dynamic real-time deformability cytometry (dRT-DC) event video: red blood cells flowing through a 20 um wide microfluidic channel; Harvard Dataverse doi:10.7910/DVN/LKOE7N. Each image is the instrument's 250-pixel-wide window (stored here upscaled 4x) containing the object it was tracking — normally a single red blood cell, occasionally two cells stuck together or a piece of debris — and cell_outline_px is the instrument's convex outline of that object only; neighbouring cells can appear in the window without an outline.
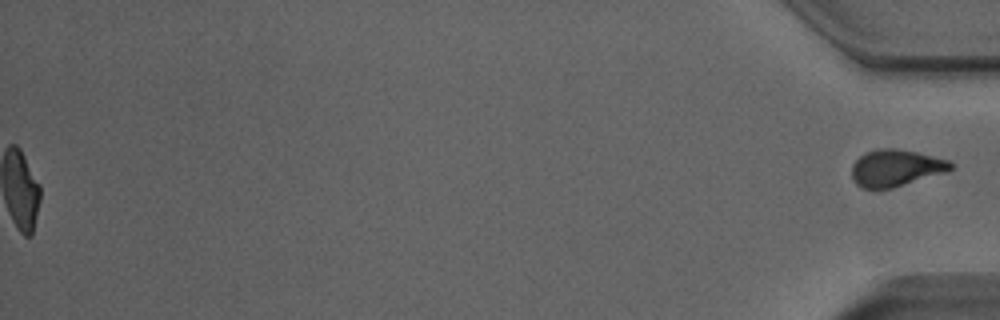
{"species": "Egyptian fruit bat (a non-hibernating species)", "species_latin": "Rousettus aegyptiacus", "temperature_condition": "room temperature", "stored_images_in_passage": 49, "segment_of_instrument_passage": [2, 2], "camera_frame_rate_fps": 3000, "um_per_image_px": 0.085, "animal": {"sex": "male"}, "frame": {"image": 1, "passage_image": 49, "time_ms": 16.0, "image_size_px": [1000, 320], "cell_outline_px": [[952, 168], [944, 172], [892, 188], [860, 188], [852, 180], [852, 164], [864, 152], [876, 148], [896, 148], [916, 152], [948, 160], [952, 164]], "centroid_in_image_um": [76.07, 14.26], "position_along_channel_um": 359.1, "area_um2": 21.04}}